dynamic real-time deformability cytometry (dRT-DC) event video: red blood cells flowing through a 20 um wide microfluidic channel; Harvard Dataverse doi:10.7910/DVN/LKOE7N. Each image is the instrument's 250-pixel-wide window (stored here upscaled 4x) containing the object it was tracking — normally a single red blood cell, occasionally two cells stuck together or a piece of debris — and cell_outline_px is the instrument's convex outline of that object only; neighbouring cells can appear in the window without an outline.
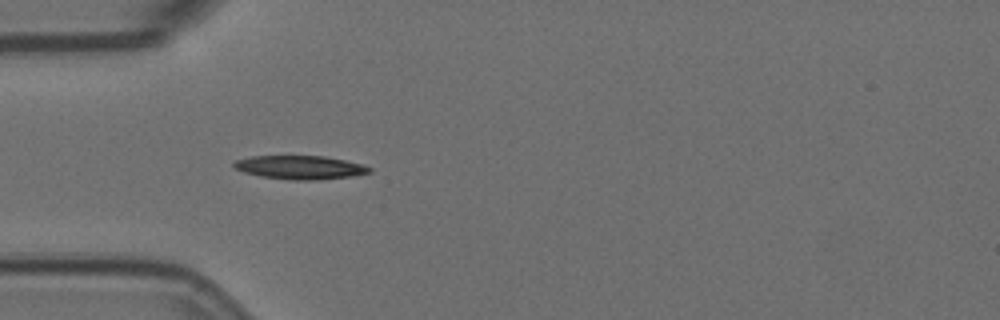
{"species": "Egyptian fruit bat (a non-hibernating species)", "species_latin": "Rousettus aegyptiacus", "temperature_condition": "room temperature", "stored_images_in_passage": 5, "segment_of_instrument_passage": [2, 2], "camera_frame_rate_fps": 3000, "um_per_image_px": 0.085, "animal": {"sex": "female"}, "frame": {"image": 1, "passage_image": 5, "time_ms": 1.333, "image_size_px": [1000, 320], "cell_outline_px": [[372, 172], [352, 176], [320, 180], [292, 180], [260, 176], [244, 172], [236, 168], [232, 164], [236, 160], [252, 156], [324, 156], [364, 164], [372, 168]], "centroid_in_image_um": [25.55, 14.23], "position_along_channel_um": 59.5, "area_um2": 18.67}}